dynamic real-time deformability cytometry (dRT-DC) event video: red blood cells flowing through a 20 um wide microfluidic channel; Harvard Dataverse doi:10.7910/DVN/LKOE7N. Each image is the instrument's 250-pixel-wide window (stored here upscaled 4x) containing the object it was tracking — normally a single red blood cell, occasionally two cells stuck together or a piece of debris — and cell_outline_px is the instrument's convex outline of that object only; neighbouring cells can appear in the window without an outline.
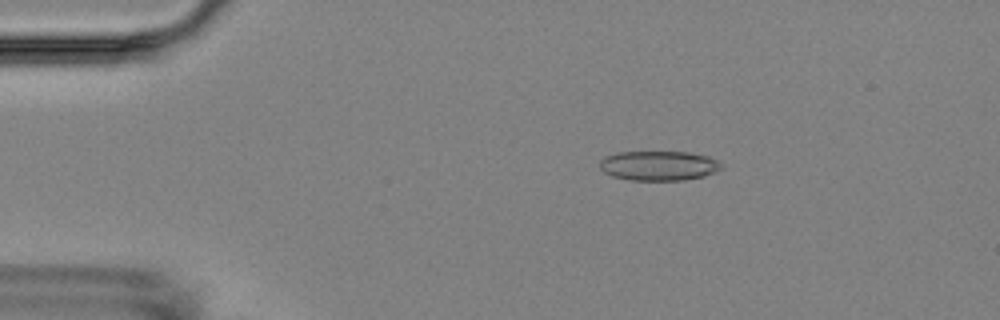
{"species": "Egyptian fruit bat (a non-hibernating species)", "species_latin": "Rousettus aegyptiacus", "temperature_condition": "room temperature", "stored_images_in_passage": 9, "camera_frame_rate_fps": 3000, "um_per_image_px": 0.085, "animal": {"sex": "female"}, "frame": {"image": 1, "passage_image": 3, "time_ms": 2.333, "image_size_px": [1000, 320], "cell_outline_px": [[724, 168], [716, 172], [704, 176], [684, 180], [628, 180], [612, 176], [604, 172], [600, 168], [600, 160], [604, 156], [616, 152], [688, 152], [708, 156], [724, 164]], "centroid_in_image_um": [56.01, 14.08], "position_along_channel_um": 29.0, "area_um2": 21.27}}
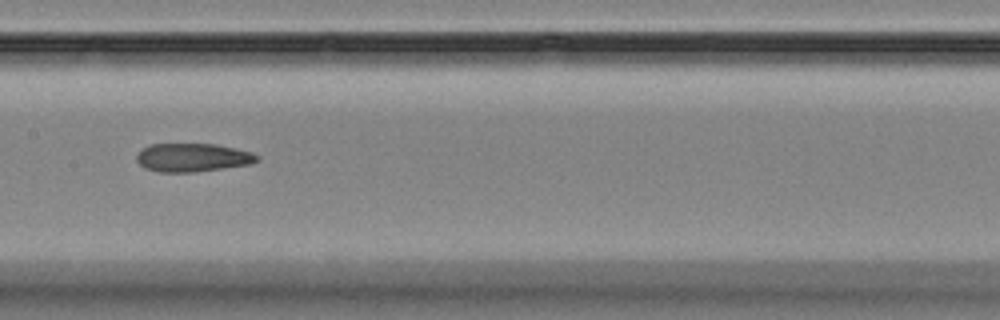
{"frame": {"image": 2, "passage_image": 8, "time_ms": 8.333, "image_size_px": [1000, 320], "cell_outline_px": [[260, 160], [252, 164], [192, 172], [160, 172], [144, 168], [136, 160], [136, 156], [144, 148], [152, 144], [216, 144], [252, 152], [260, 156]], "centroid_in_image_um": [16.41, 13.39], "position_along_channel_um": 191.0, "area_um2": 19.88}}
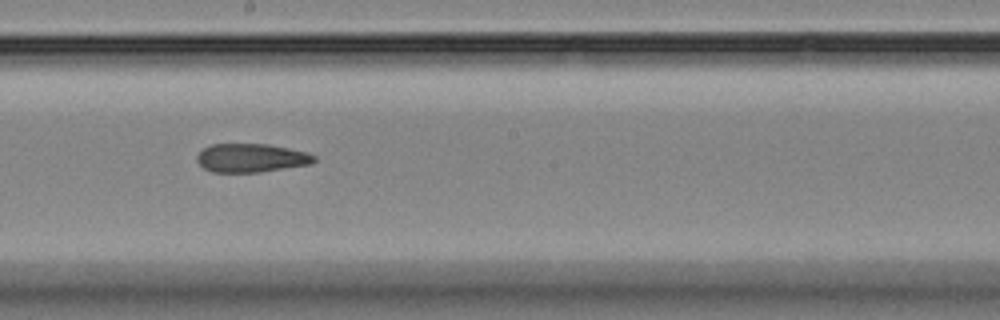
{"frame": {"image": 3, "passage_image": 9, "time_ms": 9.333, "image_size_px": [1000, 320], "cell_outline_px": [[316, 160], [312, 164], [260, 172], [212, 172], [204, 168], [196, 160], [196, 156], [204, 148], [212, 144], [268, 144], [308, 152], [316, 156]], "centroid_in_image_um": [21.38, 13.42], "position_along_channel_um": 226.8, "area_um2": 19.59}}